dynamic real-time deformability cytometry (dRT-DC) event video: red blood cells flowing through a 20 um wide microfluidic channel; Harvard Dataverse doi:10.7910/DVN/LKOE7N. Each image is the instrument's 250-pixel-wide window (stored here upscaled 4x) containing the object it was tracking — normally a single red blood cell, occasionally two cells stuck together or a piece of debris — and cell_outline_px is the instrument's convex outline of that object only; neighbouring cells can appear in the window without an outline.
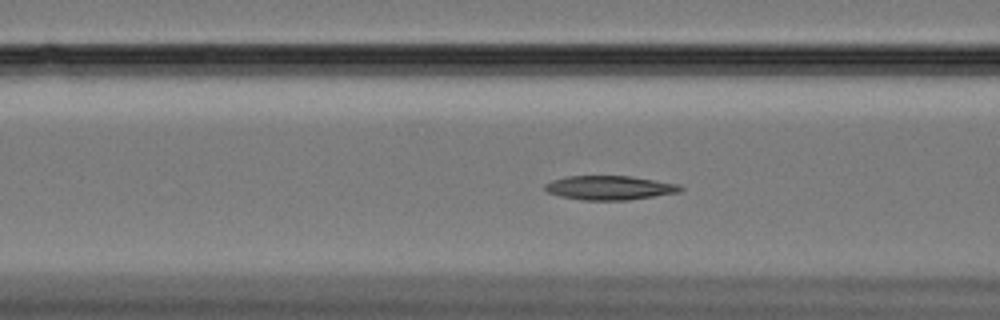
{"species": "Egyptian fruit bat (a non-hibernating species)", "species_latin": "Rousettus aegyptiacus", "temperature_condition": "cold", "stored_images_in_passage": 54, "camera_frame_rate_fps": 3000, "um_per_image_px": 0.085, "animal": {"sex": "female"}, "frame": {"image": 1, "passage_image": 18, "time_ms": 5.667, "image_size_px": [1000, 320], "cell_outline_px": [[684, 188], [680, 192], [628, 200], [584, 200], [560, 196], [548, 192], [544, 188], [544, 184], [552, 180], [568, 176], [628, 176], [680, 184]], "centroid_in_image_um": [51.82, 15.96], "position_along_channel_um": 114.8, "area_um2": 18.96}}
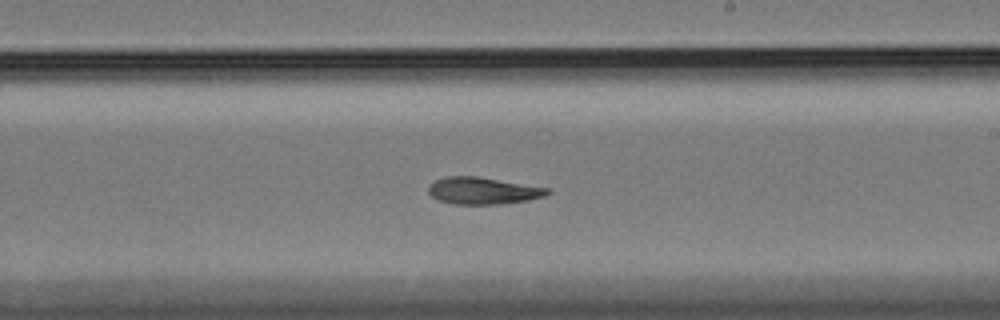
{"frame": {"image": 2, "passage_image": 30, "time_ms": 9.667, "image_size_px": [1000, 320], "cell_outline_px": [[552, 192], [544, 196], [528, 200], [500, 204], [452, 204], [440, 200], [432, 196], [428, 192], [428, 184], [436, 180], [448, 176], [476, 176], [548, 188]], "centroid_in_image_um": [41.03, 16.21], "position_along_channel_um": 248.0, "area_um2": 18.55}}
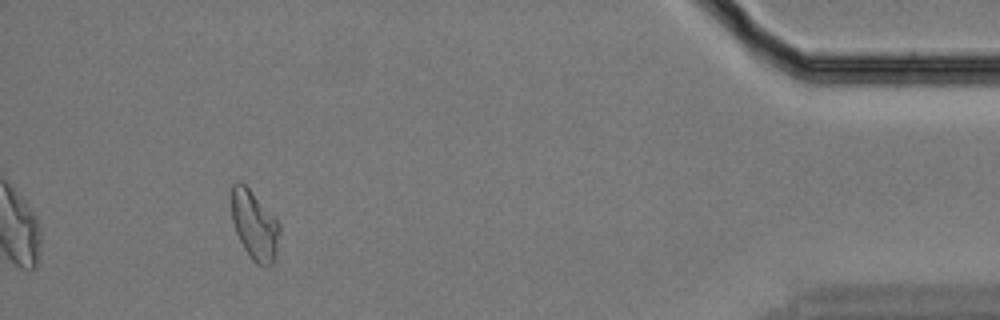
{"frame": {"image": 3, "passage_image": 50, "time_ms": 16.333, "image_size_px": [1000, 320], "cell_outline_px": [[280, 228], [276, 248], [272, 264], [264, 268], [256, 264], [252, 260], [244, 248], [236, 232], [232, 220], [232, 184], [244, 184], [248, 188], [280, 224]], "centroid_in_image_um": [21.63, 19.2], "position_along_channel_um": 413.6, "area_um2": 18.73}}